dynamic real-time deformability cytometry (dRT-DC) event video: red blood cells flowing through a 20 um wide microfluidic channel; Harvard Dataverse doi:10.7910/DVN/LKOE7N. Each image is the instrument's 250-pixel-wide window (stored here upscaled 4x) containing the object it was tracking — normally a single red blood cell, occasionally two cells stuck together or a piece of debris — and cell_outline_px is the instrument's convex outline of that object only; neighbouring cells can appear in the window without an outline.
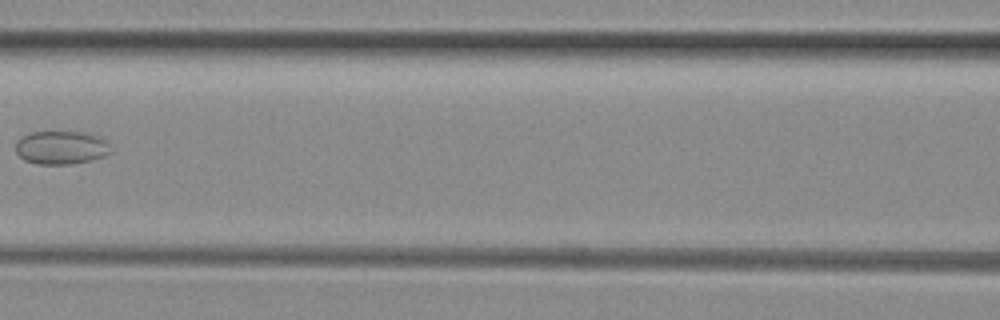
{"species": "common noctule bat (a hibernating species)", "species_latin": "Nyctalus noctula", "temperature_condition": "room temperature", "stored_images_in_passage": 5, "camera_frame_rate_fps": 3000, "um_per_image_px": 0.085, "animal": {"sex": "female", "body_mass_g": 29.2, "forearm_length_mm": 56.3}, "frame": {"image": 1, "passage_image": 4, "time_ms": 1.0, "image_size_px": [1000, 320], "cell_outline_px": [[112, 152], [104, 156], [92, 160], [68, 164], [36, 164], [24, 160], [16, 152], [16, 140], [32, 132], [88, 132], [100, 136], [112, 144]], "centroid_in_image_um": [5.26, 12.54], "position_along_channel_um": 161.3, "area_um2": 18.79}}
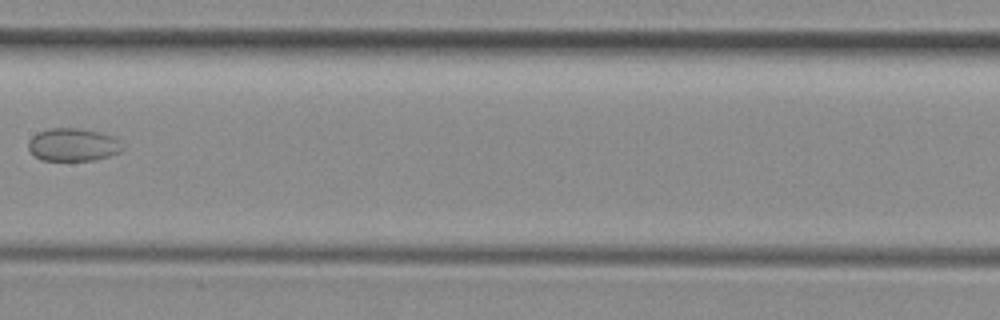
{"frame": {"image": 2, "passage_image": 5, "time_ms": 1.333, "image_size_px": [1000, 320], "cell_outline_px": [[124, 148], [120, 152], [108, 156], [92, 160], [44, 160], [36, 156], [28, 148], [28, 140], [32, 136], [40, 132], [52, 128], [76, 128], [100, 132], [112, 136], [120, 140]], "centroid_in_image_um": [6.23, 12.3], "position_along_channel_um": 201.2, "area_um2": 17.86}}